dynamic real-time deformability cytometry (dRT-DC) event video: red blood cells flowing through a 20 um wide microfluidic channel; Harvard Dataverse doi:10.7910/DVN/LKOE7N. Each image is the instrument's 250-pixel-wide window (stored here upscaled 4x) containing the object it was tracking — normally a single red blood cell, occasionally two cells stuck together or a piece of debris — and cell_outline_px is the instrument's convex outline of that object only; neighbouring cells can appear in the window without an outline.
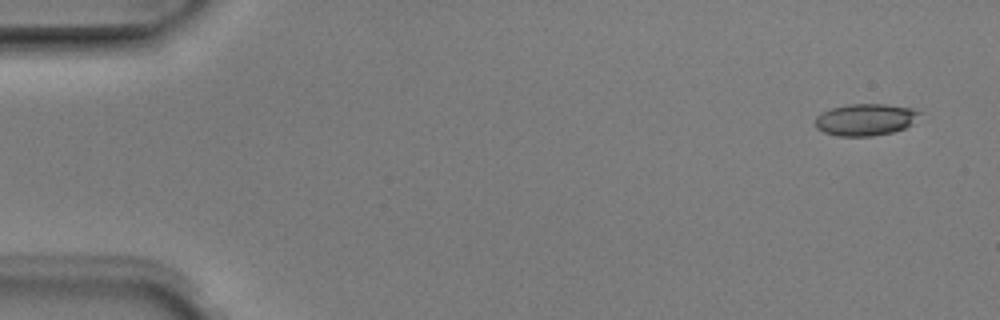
{"species": "Egyptian fruit bat (a non-hibernating species)", "species_latin": "Rousettus aegyptiacus", "temperature_condition": "room temperature", "stored_images_in_passage": 4, "camera_frame_rate_fps": 3000, "um_per_image_px": 0.085, "animal": {"sex": "male"}, "frame": {"image": 1, "passage_image": 1, "time_ms": 0.0, "image_size_px": [1000, 320], "cell_outline_px": [[920, 112], [912, 124], [904, 128], [892, 132], [872, 136], [840, 136], [824, 132], [816, 128], [816, 116], [820, 112], [832, 108], [848, 104], [884, 104], [912, 108]], "centroid_in_image_um": [73.53, 10.16], "position_along_channel_um": 11.5, "area_um2": 19.25}}